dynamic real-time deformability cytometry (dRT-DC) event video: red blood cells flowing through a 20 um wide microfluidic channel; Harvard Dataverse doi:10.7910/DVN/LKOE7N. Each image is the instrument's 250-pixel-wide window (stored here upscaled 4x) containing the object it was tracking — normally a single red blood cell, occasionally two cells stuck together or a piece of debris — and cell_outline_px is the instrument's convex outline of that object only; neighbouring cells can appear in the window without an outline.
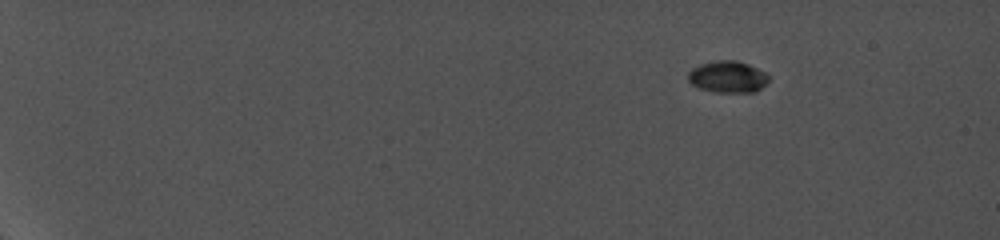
{"species": "common noctule bat (a hibernating species)", "species_latin": "Nyctalus noctula", "temperature_condition": "cold", "stored_images_in_passage": 40, "camera_frame_rate_fps": 5000, "um_per_image_px": 0.085, "animal": {"sex": "female", "body_mass_g": 19.0, "forearm_length_mm": 56.7}, "frame": {"image": 1, "passage_image": 1, "time_ms": 0.0, "image_size_px": [1000, 240], "cell_outline_px": [[768, 80], [756, 92], [712, 92], [700, 88], [692, 84], [688, 80], [688, 72], [692, 68], [700, 64], [716, 60], [736, 60], [748, 64], [764, 72], [768, 76]], "centroid_in_image_um": [61.82, 6.53], "position_along_channel_um": 23.2, "area_um2": 14.8}}
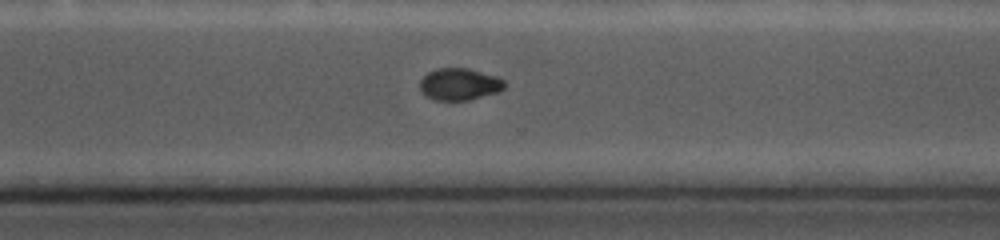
{"frame": {"image": 2, "passage_image": 33, "time_ms": 12.6, "image_size_px": [1000, 240], "cell_outline_px": [[504, 88], [500, 92], [468, 100], [436, 100], [424, 96], [420, 92], [420, 80], [428, 72], [436, 68], [468, 68], [496, 76], [504, 80]], "centroid_in_image_um": [39.03, 7.16], "position_along_channel_um": 331.6, "area_um2": 15.9}}
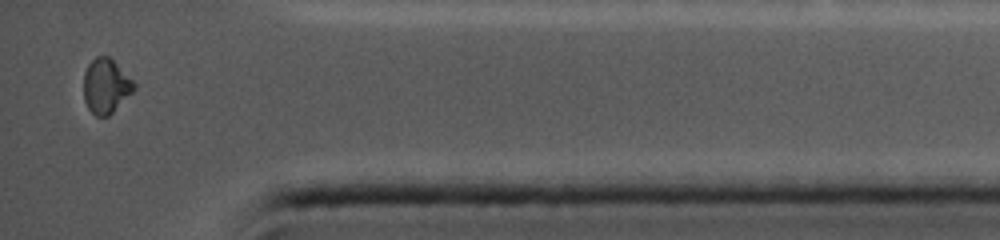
{"frame": {"image": 3, "passage_image": 40, "time_ms": 15.2, "image_size_px": [1000, 240], "cell_outline_px": [[136, 88], [108, 116], [96, 116], [88, 108], [84, 100], [84, 72], [88, 64], [96, 56], [108, 56], [136, 84]], "centroid_in_image_um": [8.98, 7.31], "position_along_channel_um": 426.2, "area_um2": 15.72}}